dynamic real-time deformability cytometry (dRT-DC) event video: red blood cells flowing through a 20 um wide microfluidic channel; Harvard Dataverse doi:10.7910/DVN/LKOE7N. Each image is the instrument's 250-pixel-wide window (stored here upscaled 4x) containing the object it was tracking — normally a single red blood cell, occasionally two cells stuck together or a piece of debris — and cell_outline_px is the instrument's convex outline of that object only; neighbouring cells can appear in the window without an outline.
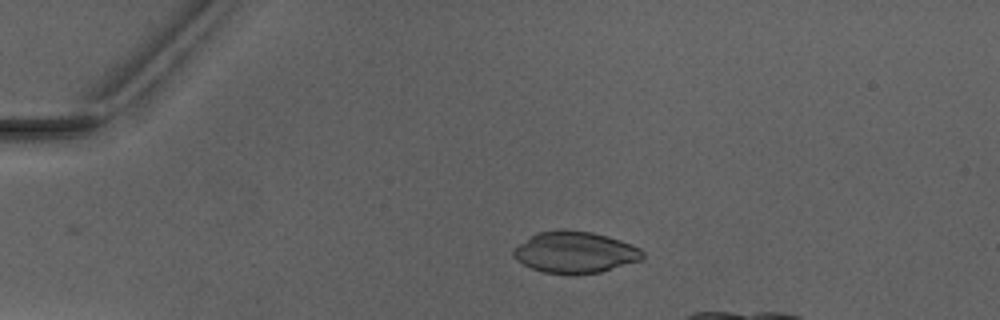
{"species": "Egyptian fruit bat (a non-hibernating species)", "species_latin": "Rousettus aegyptiacus", "temperature_condition": "warm", "stored_images_in_passage": 7, "camera_frame_rate_fps": 3000, "um_per_image_px": 0.085, "animal": {"sex": "male"}, "frame": {"image": 1, "passage_image": 3, "time_ms": 2.333, "image_size_px": [1000, 320], "cell_outline_px": [[644, 256], [640, 260], [600, 272], [544, 272], [532, 268], [516, 260], [512, 256], [512, 252], [520, 244], [536, 232], [592, 232], [608, 236], [632, 244], [640, 248], [644, 252]], "centroid_in_image_um": [48.91, 21.44], "position_along_channel_um": 36.1, "area_um2": 29.94}}
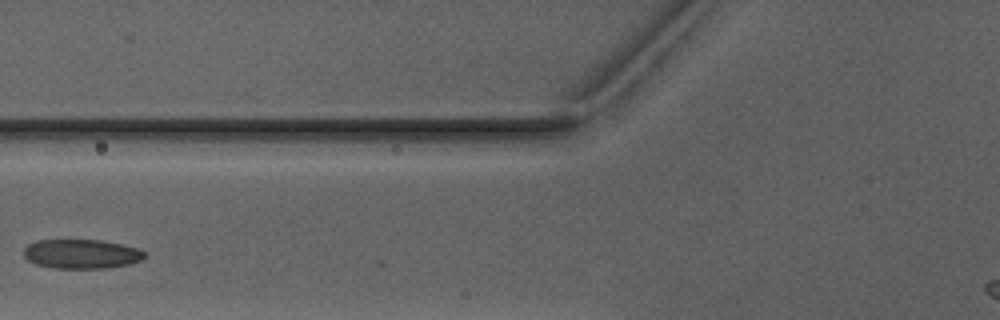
{"frame": {"image": 2, "passage_image": 7, "time_ms": 8.0, "image_size_px": [1000, 320], "cell_outline_px": [[144, 260], [128, 264], [108, 268], [52, 268], [36, 264], [28, 260], [24, 256], [24, 248], [28, 244], [36, 240], [100, 240], [120, 244], [136, 248], [144, 252]], "centroid_in_image_um": [6.9, 21.59], "position_along_channel_um": 118.9, "area_um2": 20.58}}